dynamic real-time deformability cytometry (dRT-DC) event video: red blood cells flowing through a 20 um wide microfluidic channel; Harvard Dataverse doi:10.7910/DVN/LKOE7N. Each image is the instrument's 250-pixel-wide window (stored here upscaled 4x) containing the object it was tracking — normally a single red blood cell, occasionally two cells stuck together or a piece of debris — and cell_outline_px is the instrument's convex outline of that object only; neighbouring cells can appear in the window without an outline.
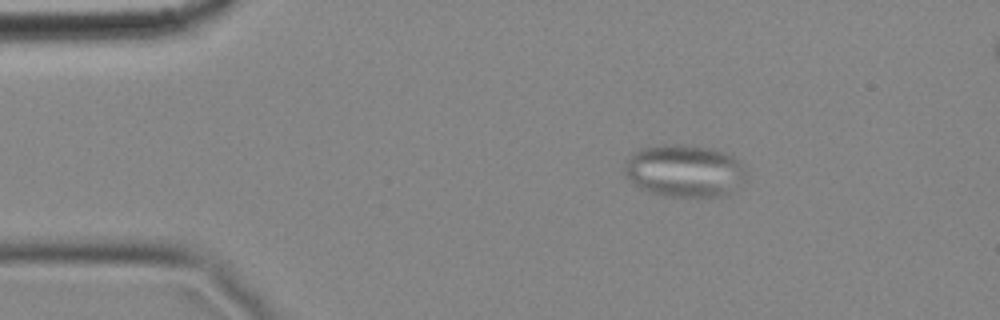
{"species": "common noctule bat (a hibernating species)", "species_latin": "Nyctalus noctula", "temperature_condition": "cold", "stored_images_in_passage": 6, "camera_frame_rate_fps": 3000, "um_per_image_px": 0.085, "animal": {"sex": "female", "body_mass_g": 18.4}, "frame": {"image": 1, "passage_image": 3, "time_ms": 0.667, "image_size_px": [1000, 320], "cell_outline_px": [[744, 172], [724, 192], [716, 196], [668, 196], [652, 192], [640, 188], [628, 176], [624, 168], [624, 164], [636, 152], [644, 148], [664, 144], [684, 144], [712, 148], [724, 152], [732, 156], [740, 164]], "centroid_in_image_um": [58.07, 14.47], "position_along_channel_um": 26.9, "area_um2": 35.32}}
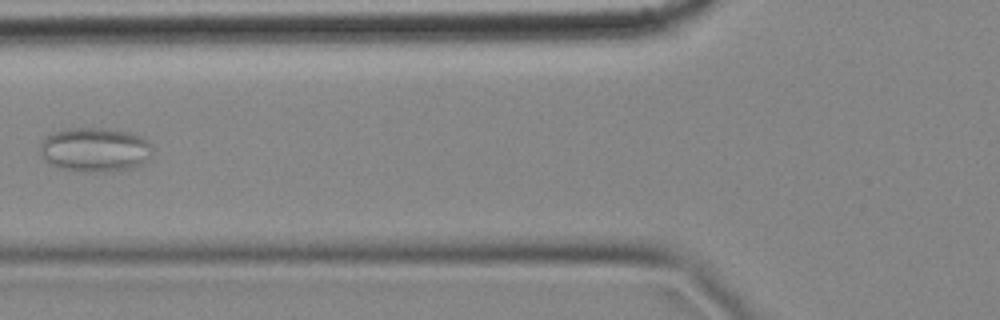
{"frame": {"image": 2, "passage_image": 6, "time_ms": 1.667, "image_size_px": [1000, 320], "cell_outline_px": [[152, 152], [140, 164], [128, 168], [112, 172], [80, 172], [60, 168], [44, 160], [40, 152], [40, 144], [52, 132], [68, 128], [104, 128], [128, 132], [140, 136], [152, 148]], "centroid_in_image_um": [8.01, 12.73], "position_along_channel_um": 117.8, "area_um2": 28.78}}